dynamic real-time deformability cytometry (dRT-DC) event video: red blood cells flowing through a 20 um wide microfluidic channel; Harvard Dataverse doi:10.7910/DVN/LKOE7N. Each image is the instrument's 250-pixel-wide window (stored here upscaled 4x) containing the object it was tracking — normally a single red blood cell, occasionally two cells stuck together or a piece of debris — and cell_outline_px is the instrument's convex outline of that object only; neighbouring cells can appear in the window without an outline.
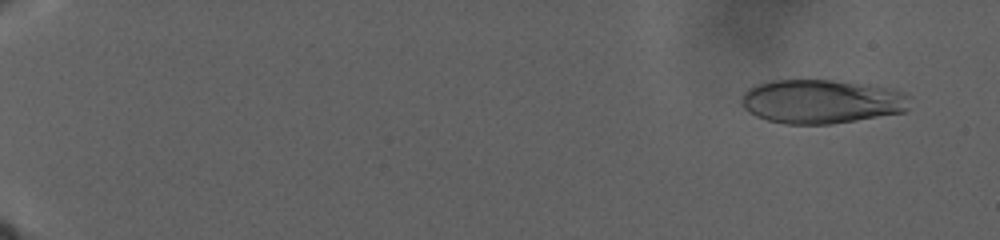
{"species": "human", "species_latin": "Homo sapiens", "temperature_condition": "warm", "stored_images_in_passage": 57, "camera_frame_rate_fps": 3000, "um_per_image_px": 0.085, "donor": {"sex": "male"}, "frame": {"image": 1, "passage_image": 6, "time_ms": 2.333, "image_size_px": [1000, 240], "cell_outline_px": [[908, 108], [904, 112], [832, 124], [784, 124], [768, 120], [756, 116], [748, 112], [744, 108], [740, 100], [744, 92], [748, 88], [756, 84], [772, 80], [832, 80], [884, 88], [900, 92], [904, 96]], "centroid_in_image_um": [69.7, 8.64], "position_along_channel_um": 15.3, "area_um2": 42.54}}
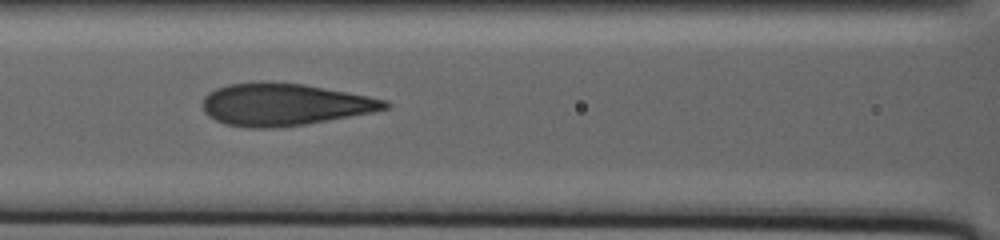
{"frame": {"image": 2, "passage_image": 37, "time_ms": 21.0, "image_size_px": [1000, 240], "cell_outline_px": [[392, 104], [388, 108], [372, 112], [328, 120], [304, 124], [276, 128], [244, 128], [224, 124], [208, 116], [204, 112], [204, 96], [208, 92], [216, 88], [228, 84], [260, 80], [304, 84], [368, 96], [388, 100]], "centroid_in_image_um": [24.13, 8.87], "position_along_channel_um": 142.5, "area_um2": 45.14}}
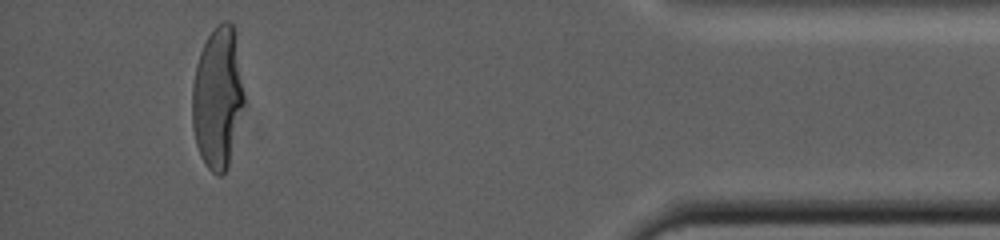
{"frame": {"image": 3, "passage_image": 55, "time_ms": 39.0, "image_size_px": [1000, 240], "cell_outline_px": [[244, 104], [228, 168], [220, 176], [216, 176], [208, 168], [200, 156], [196, 144], [192, 128], [192, 88], [196, 64], [200, 52], [208, 36], [216, 24], [224, 20], [228, 20], [232, 24], [236, 32], [244, 92]], "centroid_in_image_um": [18.5, 8.29], "position_along_channel_um": 416.7, "area_um2": 43.29}}